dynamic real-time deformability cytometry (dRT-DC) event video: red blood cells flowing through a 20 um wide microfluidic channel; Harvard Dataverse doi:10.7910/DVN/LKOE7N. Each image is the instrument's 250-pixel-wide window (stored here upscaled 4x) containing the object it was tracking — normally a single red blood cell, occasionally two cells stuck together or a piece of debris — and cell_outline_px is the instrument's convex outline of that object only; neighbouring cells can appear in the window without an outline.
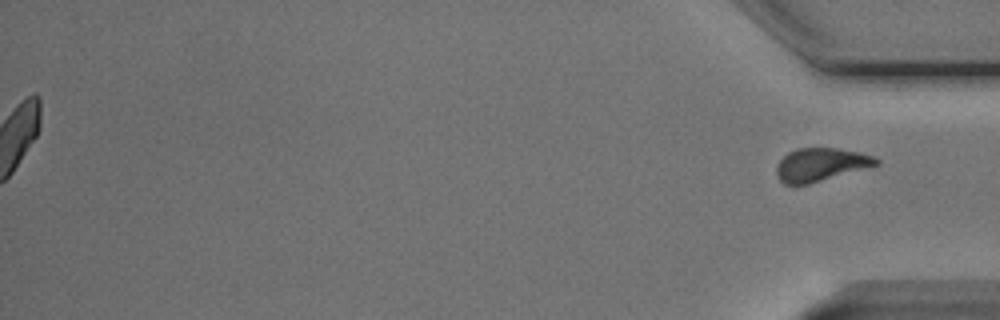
{"species": "Egyptian fruit bat (a non-hibernating species)", "species_latin": "Rousettus aegyptiacus", "temperature_condition": "cold", "stored_images_in_passage": 56, "segment_of_instrument_passage": [2, 2], "camera_frame_rate_fps": 3000, "um_per_image_px": 0.085, "animal": {"sex": "male"}, "frame": {"image": 1, "passage_image": 56, "time_ms": 18.333, "image_size_px": [1000, 320], "cell_outline_px": [[880, 164], [808, 184], [784, 184], [776, 176], [776, 168], [780, 160], [788, 152], [796, 148], [836, 148], [860, 152], [872, 156], [880, 160]], "centroid_in_image_um": [69.75, 13.98], "position_along_channel_um": 365.5, "area_um2": 19.13}}